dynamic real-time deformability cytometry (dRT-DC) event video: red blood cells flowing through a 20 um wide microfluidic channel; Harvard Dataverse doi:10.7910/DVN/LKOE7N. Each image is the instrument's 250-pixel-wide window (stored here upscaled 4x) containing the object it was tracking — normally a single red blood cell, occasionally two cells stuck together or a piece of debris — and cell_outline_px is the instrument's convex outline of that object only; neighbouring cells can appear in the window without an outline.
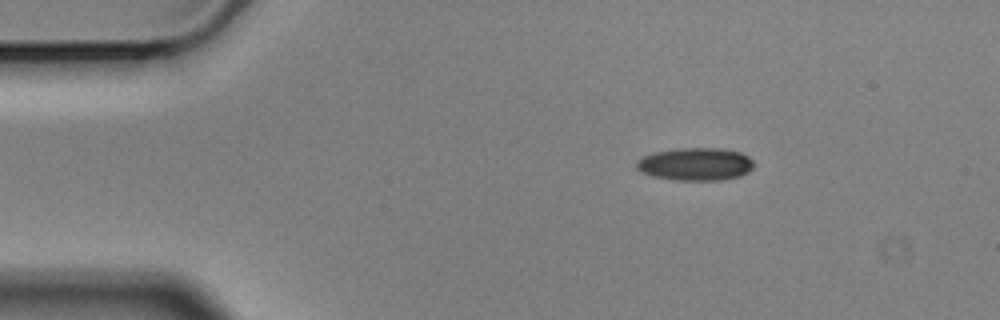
{"species": "Egyptian fruit bat (a non-hibernating species)", "species_latin": "Rousettus aegyptiacus", "temperature_condition": "cold", "stored_images_in_passage": 3, "camera_frame_rate_fps": 3000, "um_per_image_px": 0.085, "animal": {"sex": "male"}, "frame": {"image": 1, "passage_image": 1, "time_ms": 0.0, "image_size_px": [1000, 320], "cell_outline_px": [[756, 164], [748, 172], [740, 176], [720, 180], [676, 180], [652, 176], [636, 168], [636, 160], [652, 152], [676, 148], [724, 148], [740, 152], [748, 156]], "centroid_in_image_um": [59.13, 13.94], "position_along_channel_um": 25.9, "area_um2": 22.6}}